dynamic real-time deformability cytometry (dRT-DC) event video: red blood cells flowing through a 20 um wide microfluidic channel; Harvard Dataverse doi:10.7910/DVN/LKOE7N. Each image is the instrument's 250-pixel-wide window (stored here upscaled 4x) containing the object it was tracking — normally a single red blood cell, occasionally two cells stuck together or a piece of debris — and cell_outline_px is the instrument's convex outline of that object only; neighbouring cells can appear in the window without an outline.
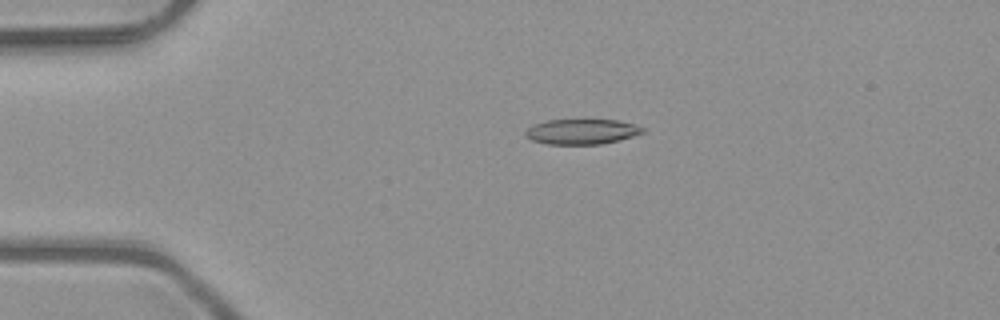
{"species": "common noctule bat (a hibernating species)", "species_latin": "Nyctalus noctula", "temperature_condition": "room temperature", "stored_images_in_passage": 4, "camera_frame_rate_fps": 3000, "um_per_image_px": 0.085, "animal": {"sex": "male", "body_mass_g": 23.1, "forearm_length_mm": 52.7}, "frame": {"image": 1, "passage_image": 3, "time_ms": 0.667, "image_size_px": [1000, 320], "cell_outline_px": [[644, 132], [620, 140], [600, 144], [548, 144], [532, 140], [524, 136], [524, 132], [532, 124], [548, 120], [616, 120], [632, 124], [644, 128]], "centroid_in_image_um": [49.4, 11.19], "position_along_channel_um": 35.6, "area_um2": 17.11}}